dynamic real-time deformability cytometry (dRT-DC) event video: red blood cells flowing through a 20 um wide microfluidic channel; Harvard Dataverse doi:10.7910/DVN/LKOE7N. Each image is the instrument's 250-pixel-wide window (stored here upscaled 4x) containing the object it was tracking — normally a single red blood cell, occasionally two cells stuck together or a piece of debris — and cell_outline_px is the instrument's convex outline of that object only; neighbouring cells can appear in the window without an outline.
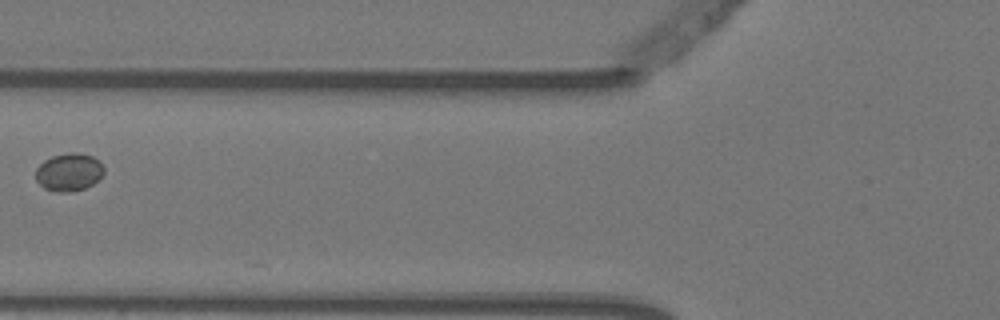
{"species": "Egyptian fruit bat (a non-hibernating species)", "species_latin": "Rousettus aegyptiacus", "temperature_condition": "warm", "stored_images_in_passage": 2, "camera_frame_rate_fps": 3000, "um_per_image_px": 0.085, "animal": {"sex": "female"}, "frame": {"image": 1, "passage_image": 2, "time_ms": 0.333, "image_size_px": [1000, 320], "cell_outline_px": [[104, 172], [92, 184], [84, 188], [68, 192], [60, 192], [44, 188], [36, 180], [36, 168], [44, 160], [52, 156], [68, 152], [76, 152], [92, 156], [100, 160], [104, 168]], "centroid_in_image_um": [5.85, 14.61], "position_along_channel_um": 119.9, "area_um2": 14.97}}